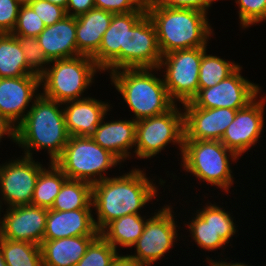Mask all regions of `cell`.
Here are the masks:
<instances>
[{
  "mask_svg": "<svg viewBox=\"0 0 266 266\" xmlns=\"http://www.w3.org/2000/svg\"><path fill=\"white\" fill-rule=\"evenodd\" d=\"M141 169L122 176L108 177L92 185V207L96 210V229L100 232L109 222L125 215L139 214L157 195V186Z\"/></svg>",
  "mask_w": 266,
  "mask_h": 266,
  "instance_id": "6da1fadb",
  "label": "cell"
},
{
  "mask_svg": "<svg viewBox=\"0 0 266 266\" xmlns=\"http://www.w3.org/2000/svg\"><path fill=\"white\" fill-rule=\"evenodd\" d=\"M63 103L48 99L39 93L24 119L14 128L13 142L24 148V155L32 156V150L48 149L50 162L63 153L69 134L66 129Z\"/></svg>",
  "mask_w": 266,
  "mask_h": 266,
  "instance_id": "7a4b0ae2",
  "label": "cell"
},
{
  "mask_svg": "<svg viewBox=\"0 0 266 266\" xmlns=\"http://www.w3.org/2000/svg\"><path fill=\"white\" fill-rule=\"evenodd\" d=\"M146 14L154 24L162 55L175 50L206 47L213 33L207 14L198 10L163 7L147 0Z\"/></svg>",
  "mask_w": 266,
  "mask_h": 266,
  "instance_id": "3957f363",
  "label": "cell"
},
{
  "mask_svg": "<svg viewBox=\"0 0 266 266\" xmlns=\"http://www.w3.org/2000/svg\"><path fill=\"white\" fill-rule=\"evenodd\" d=\"M159 68H124L110 73V78L123 100L134 112L135 121L161 115L175 103L169 97L164 80L153 71Z\"/></svg>",
  "mask_w": 266,
  "mask_h": 266,
  "instance_id": "277c9868",
  "label": "cell"
},
{
  "mask_svg": "<svg viewBox=\"0 0 266 266\" xmlns=\"http://www.w3.org/2000/svg\"><path fill=\"white\" fill-rule=\"evenodd\" d=\"M51 63L53 65L40 76V86L43 87L40 94L59 103L85 98L82 95L92 84L95 74L102 72L86 55L53 60Z\"/></svg>",
  "mask_w": 266,
  "mask_h": 266,
  "instance_id": "5b68a950",
  "label": "cell"
},
{
  "mask_svg": "<svg viewBox=\"0 0 266 266\" xmlns=\"http://www.w3.org/2000/svg\"><path fill=\"white\" fill-rule=\"evenodd\" d=\"M229 154V155H228ZM183 170L196 176L199 181L207 182L229 192L233 185L230 160L239 157L226 148L221 141L212 140H184L181 155ZM231 156V158H229Z\"/></svg>",
  "mask_w": 266,
  "mask_h": 266,
  "instance_id": "8992f818",
  "label": "cell"
},
{
  "mask_svg": "<svg viewBox=\"0 0 266 266\" xmlns=\"http://www.w3.org/2000/svg\"><path fill=\"white\" fill-rule=\"evenodd\" d=\"M54 163L68 179L93 185L108 178L104 173L122 162L90 136H69L62 155Z\"/></svg>",
  "mask_w": 266,
  "mask_h": 266,
  "instance_id": "52a82bcc",
  "label": "cell"
},
{
  "mask_svg": "<svg viewBox=\"0 0 266 266\" xmlns=\"http://www.w3.org/2000/svg\"><path fill=\"white\" fill-rule=\"evenodd\" d=\"M175 104L169 111L136 121L135 151L139 159L156 156L169 143L184 144V113Z\"/></svg>",
  "mask_w": 266,
  "mask_h": 266,
  "instance_id": "ba28073f",
  "label": "cell"
},
{
  "mask_svg": "<svg viewBox=\"0 0 266 266\" xmlns=\"http://www.w3.org/2000/svg\"><path fill=\"white\" fill-rule=\"evenodd\" d=\"M207 47L175 50L162 55L159 69L164 68V84L171 100L191 102L198 94L200 64ZM164 66V67H163Z\"/></svg>",
  "mask_w": 266,
  "mask_h": 266,
  "instance_id": "9c48e42d",
  "label": "cell"
},
{
  "mask_svg": "<svg viewBox=\"0 0 266 266\" xmlns=\"http://www.w3.org/2000/svg\"><path fill=\"white\" fill-rule=\"evenodd\" d=\"M164 205L146 221L144 231L137 242L135 255H129L131 258L137 259L141 263L151 266L157 260L162 259L165 253L172 250L177 235V222L173 217V207Z\"/></svg>",
  "mask_w": 266,
  "mask_h": 266,
  "instance_id": "30bf717a",
  "label": "cell"
},
{
  "mask_svg": "<svg viewBox=\"0 0 266 266\" xmlns=\"http://www.w3.org/2000/svg\"><path fill=\"white\" fill-rule=\"evenodd\" d=\"M242 67L215 86L198 89V94L191 101L198 108H229L239 110L252 102L261 91L259 85L243 78Z\"/></svg>",
  "mask_w": 266,
  "mask_h": 266,
  "instance_id": "8fae6325",
  "label": "cell"
},
{
  "mask_svg": "<svg viewBox=\"0 0 266 266\" xmlns=\"http://www.w3.org/2000/svg\"><path fill=\"white\" fill-rule=\"evenodd\" d=\"M42 169V164L25 155L0 165V195L8 208L31 204Z\"/></svg>",
  "mask_w": 266,
  "mask_h": 266,
  "instance_id": "7c38bea8",
  "label": "cell"
},
{
  "mask_svg": "<svg viewBox=\"0 0 266 266\" xmlns=\"http://www.w3.org/2000/svg\"><path fill=\"white\" fill-rule=\"evenodd\" d=\"M209 204L196 211V217L189 222L188 228L197 246L210 252L230 242L236 234V225L225 209Z\"/></svg>",
  "mask_w": 266,
  "mask_h": 266,
  "instance_id": "4fadbf2b",
  "label": "cell"
},
{
  "mask_svg": "<svg viewBox=\"0 0 266 266\" xmlns=\"http://www.w3.org/2000/svg\"><path fill=\"white\" fill-rule=\"evenodd\" d=\"M257 97L246 107L237 110L234 121L228 126L221 143L240 157L256 145L264 127V107L266 97Z\"/></svg>",
  "mask_w": 266,
  "mask_h": 266,
  "instance_id": "5bb4252c",
  "label": "cell"
},
{
  "mask_svg": "<svg viewBox=\"0 0 266 266\" xmlns=\"http://www.w3.org/2000/svg\"><path fill=\"white\" fill-rule=\"evenodd\" d=\"M161 58L154 24L146 14L127 31L126 49H121V69L158 68Z\"/></svg>",
  "mask_w": 266,
  "mask_h": 266,
  "instance_id": "9a60e30c",
  "label": "cell"
},
{
  "mask_svg": "<svg viewBox=\"0 0 266 266\" xmlns=\"http://www.w3.org/2000/svg\"><path fill=\"white\" fill-rule=\"evenodd\" d=\"M48 209L32 204L7 208L0 219V238L40 245Z\"/></svg>",
  "mask_w": 266,
  "mask_h": 266,
  "instance_id": "2e32d148",
  "label": "cell"
},
{
  "mask_svg": "<svg viewBox=\"0 0 266 266\" xmlns=\"http://www.w3.org/2000/svg\"><path fill=\"white\" fill-rule=\"evenodd\" d=\"M183 107L184 140L220 141L237 113L229 108H198L192 102Z\"/></svg>",
  "mask_w": 266,
  "mask_h": 266,
  "instance_id": "e0dca14e",
  "label": "cell"
},
{
  "mask_svg": "<svg viewBox=\"0 0 266 266\" xmlns=\"http://www.w3.org/2000/svg\"><path fill=\"white\" fill-rule=\"evenodd\" d=\"M145 15L146 11L113 14L99 50L91 57L101 71L109 70L111 73L121 69V49H126L127 31Z\"/></svg>",
  "mask_w": 266,
  "mask_h": 266,
  "instance_id": "ac0fdd59",
  "label": "cell"
},
{
  "mask_svg": "<svg viewBox=\"0 0 266 266\" xmlns=\"http://www.w3.org/2000/svg\"><path fill=\"white\" fill-rule=\"evenodd\" d=\"M39 86L40 77L37 75L0 78V115L13 128L26 116L25 110L30 102L39 96L36 93Z\"/></svg>",
  "mask_w": 266,
  "mask_h": 266,
  "instance_id": "d6986e66",
  "label": "cell"
},
{
  "mask_svg": "<svg viewBox=\"0 0 266 266\" xmlns=\"http://www.w3.org/2000/svg\"><path fill=\"white\" fill-rule=\"evenodd\" d=\"M92 209L56 211L48 209L43 240L64 237L98 236Z\"/></svg>",
  "mask_w": 266,
  "mask_h": 266,
  "instance_id": "ffe728a7",
  "label": "cell"
},
{
  "mask_svg": "<svg viewBox=\"0 0 266 266\" xmlns=\"http://www.w3.org/2000/svg\"><path fill=\"white\" fill-rule=\"evenodd\" d=\"M67 103V104H66ZM63 108L69 136H91L110 110L108 102L92 97L68 101Z\"/></svg>",
  "mask_w": 266,
  "mask_h": 266,
  "instance_id": "44dd1931",
  "label": "cell"
},
{
  "mask_svg": "<svg viewBox=\"0 0 266 266\" xmlns=\"http://www.w3.org/2000/svg\"><path fill=\"white\" fill-rule=\"evenodd\" d=\"M37 39L50 61L81 55L76 42V17L66 15L61 21L45 27Z\"/></svg>",
  "mask_w": 266,
  "mask_h": 266,
  "instance_id": "7402d4cb",
  "label": "cell"
},
{
  "mask_svg": "<svg viewBox=\"0 0 266 266\" xmlns=\"http://www.w3.org/2000/svg\"><path fill=\"white\" fill-rule=\"evenodd\" d=\"M90 137L123 162L131 157L129 150L135 147L136 121L125 119L105 122L103 118Z\"/></svg>",
  "mask_w": 266,
  "mask_h": 266,
  "instance_id": "603a6c76",
  "label": "cell"
},
{
  "mask_svg": "<svg viewBox=\"0 0 266 266\" xmlns=\"http://www.w3.org/2000/svg\"><path fill=\"white\" fill-rule=\"evenodd\" d=\"M112 18L113 13L98 8L76 17V42L81 55L92 57L99 50Z\"/></svg>",
  "mask_w": 266,
  "mask_h": 266,
  "instance_id": "cb8c5ba5",
  "label": "cell"
},
{
  "mask_svg": "<svg viewBox=\"0 0 266 266\" xmlns=\"http://www.w3.org/2000/svg\"><path fill=\"white\" fill-rule=\"evenodd\" d=\"M97 236L64 237L40 244L43 266H75Z\"/></svg>",
  "mask_w": 266,
  "mask_h": 266,
  "instance_id": "d4e9b609",
  "label": "cell"
},
{
  "mask_svg": "<svg viewBox=\"0 0 266 266\" xmlns=\"http://www.w3.org/2000/svg\"><path fill=\"white\" fill-rule=\"evenodd\" d=\"M145 219L140 214L125 215L109 222L99 234L116 250L117 245L133 247L144 231Z\"/></svg>",
  "mask_w": 266,
  "mask_h": 266,
  "instance_id": "484cf974",
  "label": "cell"
},
{
  "mask_svg": "<svg viewBox=\"0 0 266 266\" xmlns=\"http://www.w3.org/2000/svg\"><path fill=\"white\" fill-rule=\"evenodd\" d=\"M31 75L19 41L12 33H0V78Z\"/></svg>",
  "mask_w": 266,
  "mask_h": 266,
  "instance_id": "4316f807",
  "label": "cell"
},
{
  "mask_svg": "<svg viewBox=\"0 0 266 266\" xmlns=\"http://www.w3.org/2000/svg\"><path fill=\"white\" fill-rule=\"evenodd\" d=\"M92 185L75 179H66L51 207L56 211L91 209Z\"/></svg>",
  "mask_w": 266,
  "mask_h": 266,
  "instance_id": "83f0119b",
  "label": "cell"
},
{
  "mask_svg": "<svg viewBox=\"0 0 266 266\" xmlns=\"http://www.w3.org/2000/svg\"><path fill=\"white\" fill-rule=\"evenodd\" d=\"M67 176L54 163L50 162L49 167L40 171L39 177L32 196V205L51 209L55 198Z\"/></svg>",
  "mask_w": 266,
  "mask_h": 266,
  "instance_id": "f1b7e54d",
  "label": "cell"
},
{
  "mask_svg": "<svg viewBox=\"0 0 266 266\" xmlns=\"http://www.w3.org/2000/svg\"><path fill=\"white\" fill-rule=\"evenodd\" d=\"M0 249L7 266H43L40 245L0 238Z\"/></svg>",
  "mask_w": 266,
  "mask_h": 266,
  "instance_id": "f546056e",
  "label": "cell"
},
{
  "mask_svg": "<svg viewBox=\"0 0 266 266\" xmlns=\"http://www.w3.org/2000/svg\"><path fill=\"white\" fill-rule=\"evenodd\" d=\"M205 52L201 59L198 89H206L215 86L223 79L231 75L240 65L231 62L218 56L206 54Z\"/></svg>",
  "mask_w": 266,
  "mask_h": 266,
  "instance_id": "4dcf8cb0",
  "label": "cell"
},
{
  "mask_svg": "<svg viewBox=\"0 0 266 266\" xmlns=\"http://www.w3.org/2000/svg\"><path fill=\"white\" fill-rule=\"evenodd\" d=\"M117 255V250L99 234L75 266H111Z\"/></svg>",
  "mask_w": 266,
  "mask_h": 266,
  "instance_id": "1f68e13d",
  "label": "cell"
},
{
  "mask_svg": "<svg viewBox=\"0 0 266 266\" xmlns=\"http://www.w3.org/2000/svg\"><path fill=\"white\" fill-rule=\"evenodd\" d=\"M19 41L21 49L25 56V61L28 65V72L31 75L41 76L47 67L45 64H51V61L45 55L39 45L37 37L15 36Z\"/></svg>",
  "mask_w": 266,
  "mask_h": 266,
  "instance_id": "d6a6232c",
  "label": "cell"
},
{
  "mask_svg": "<svg viewBox=\"0 0 266 266\" xmlns=\"http://www.w3.org/2000/svg\"><path fill=\"white\" fill-rule=\"evenodd\" d=\"M44 22L27 4L21 5L13 31L14 36L37 37L44 29Z\"/></svg>",
  "mask_w": 266,
  "mask_h": 266,
  "instance_id": "836d02e7",
  "label": "cell"
},
{
  "mask_svg": "<svg viewBox=\"0 0 266 266\" xmlns=\"http://www.w3.org/2000/svg\"><path fill=\"white\" fill-rule=\"evenodd\" d=\"M239 8L240 26L245 28L266 20V0H235Z\"/></svg>",
  "mask_w": 266,
  "mask_h": 266,
  "instance_id": "e575fe53",
  "label": "cell"
},
{
  "mask_svg": "<svg viewBox=\"0 0 266 266\" xmlns=\"http://www.w3.org/2000/svg\"><path fill=\"white\" fill-rule=\"evenodd\" d=\"M28 5L36 12L46 27L61 21L66 16V11L63 7L45 0H33Z\"/></svg>",
  "mask_w": 266,
  "mask_h": 266,
  "instance_id": "d590c367",
  "label": "cell"
},
{
  "mask_svg": "<svg viewBox=\"0 0 266 266\" xmlns=\"http://www.w3.org/2000/svg\"><path fill=\"white\" fill-rule=\"evenodd\" d=\"M147 0H95V8L118 13L146 11Z\"/></svg>",
  "mask_w": 266,
  "mask_h": 266,
  "instance_id": "8d00e7d4",
  "label": "cell"
},
{
  "mask_svg": "<svg viewBox=\"0 0 266 266\" xmlns=\"http://www.w3.org/2000/svg\"><path fill=\"white\" fill-rule=\"evenodd\" d=\"M21 4L17 0H0V33H11Z\"/></svg>",
  "mask_w": 266,
  "mask_h": 266,
  "instance_id": "74e56055",
  "label": "cell"
},
{
  "mask_svg": "<svg viewBox=\"0 0 266 266\" xmlns=\"http://www.w3.org/2000/svg\"><path fill=\"white\" fill-rule=\"evenodd\" d=\"M158 6L169 8L194 9L208 13V8L215 0H153Z\"/></svg>",
  "mask_w": 266,
  "mask_h": 266,
  "instance_id": "f35d334b",
  "label": "cell"
},
{
  "mask_svg": "<svg viewBox=\"0 0 266 266\" xmlns=\"http://www.w3.org/2000/svg\"><path fill=\"white\" fill-rule=\"evenodd\" d=\"M93 8H95V0H68L65 11L67 16L77 17Z\"/></svg>",
  "mask_w": 266,
  "mask_h": 266,
  "instance_id": "ab89813d",
  "label": "cell"
},
{
  "mask_svg": "<svg viewBox=\"0 0 266 266\" xmlns=\"http://www.w3.org/2000/svg\"><path fill=\"white\" fill-rule=\"evenodd\" d=\"M111 266H147L144 263H141L137 259L131 258L127 255H117L116 258L111 263Z\"/></svg>",
  "mask_w": 266,
  "mask_h": 266,
  "instance_id": "60d3db41",
  "label": "cell"
},
{
  "mask_svg": "<svg viewBox=\"0 0 266 266\" xmlns=\"http://www.w3.org/2000/svg\"><path fill=\"white\" fill-rule=\"evenodd\" d=\"M5 134L14 140V128L0 115V142Z\"/></svg>",
  "mask_w": 266,
  "mask_h": 266,
  "instance_id": "b9f144b4",
  "label": "cell"
},
{
  "mask_svg": "<svg viewBox=\"0 0 266 266\" xmlns=\"http://www.w3.org/2000/svg\"><path fill=\"white\" fill-rule=\"evenodd\" d=\"M45 1L53 3V4L58 5L60 7H63L64 9H66V5L68 2V0H45Z\"/></svg>",
  "mask_w": 266,
  "mask_h": 266,
  "instance_id": "7bdbcfd3",
  "label": "cell"
},
{
  "mask_svg": "<svg viewBox=\"0 0 266 266\" xmlns=\"http://www.w3.org/2000/svg\"><path fill=\"white\" fill-rule=\"evenodd\" d=\"M207 261L209 263V266H226V261L222 262V260H221V262H220V260L219 261H217V260L214 261V260L208 259V258H207Z\"/></svg>",
  "mask_w": 266,
  "mask_h": 266,
  "instance_id": "ee69618b",
  "label": "cell"
},
{
  "mask_svg": "<svg viewBox=\"0 0 266 266\" xmlns=\"http://www.w3.org/2000/svg\"><path fill=\"white\" fill-rule=\"evenodd\" d=\"M0 266H7L6 262L4 260V257H3L1 249H0Z\"/></svg>",
  "mask_w": 266,
  "mask_h": 266,
  "instance_id": "f6af8a7d",
  "label": "cell"
},
{
  "mask_svg": "<svg viewBox=\"0 0 266 266\" xmlns=\"http://www.w3.org/2000/svg\"><path fill=\"white\" fill-rule=\"evenodd\" d=\"M226 266H249V265H246L245 263H227L226 262Z\"/></svg>",
  "mask_w": 266,
  "mask_h": 266,
  "instance_id": "bcb514c9",
  "label": "cell"
},
{
  "mask_svg": "<svg viewBox=\"0 0 266 266\" xmlns=\"http://www.w3.org/2000/svg\"><path fill=\"white\" fill-rule=\"evenodd\" d=\"M21 5L30 4L33 0H17Z\"/></svg>",
  "mask_w": 266,
  "mask_h": 266,
  "instance_id": "7dc6e473",
  "label": "cell"
},
{
  "mask_svg": "<svg viewBox=\"0 0 266 266\" xmlns=\"http://www.w3.org/2000/svg\"><path fill=\"white\" fill-rule=\"evenodd\" d=\"M1 201H2V200H0V211H1V209H2V207H1V203H2V202H1ZM0 214H1V213H0ZM0 217H1V215H0Z\"/></svg>",
  "mask_w": 266,
  "mask_h": 266,
  "instance_id": "c3c4849f",
  "label": "cell"
}]
</instances>
